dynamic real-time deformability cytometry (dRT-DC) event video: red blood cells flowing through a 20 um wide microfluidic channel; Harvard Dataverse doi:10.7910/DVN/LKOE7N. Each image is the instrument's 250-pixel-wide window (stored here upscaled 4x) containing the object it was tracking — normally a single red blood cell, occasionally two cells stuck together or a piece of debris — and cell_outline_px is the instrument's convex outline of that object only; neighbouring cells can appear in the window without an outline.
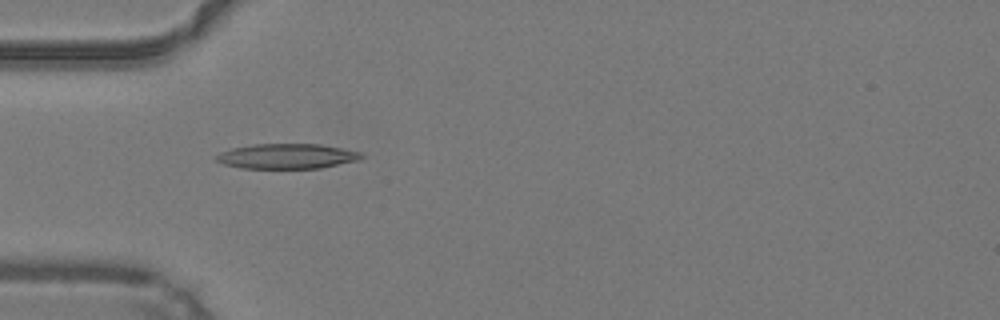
{"species": "common noctule bat (a hibernating species)", "species_latin": "Nyctalus noctula", "temperature_condition": "warm", "stored_images_in_passage": 44, "camera_frame_rate_fps": 3000, "um_per_image_px": 0.085, "animal": {"sex": "male", "body_mass_g": 19.2, "forearm_length_mm": 51.8}, "frame": {"image": 1, "passage_image": 11, "time_ms": 3.333, "image_size_px": [1000, 320], "cell_outline_px": [[364, 156], [360, 160], [320, 168], [240, 168], [224, 164], [216, 160], [216, 156], [220, 152], [232, 148], [252, 144], [320, 144], [360, 152]], "centroid_in_image_um": [24.39, 13.28], "position_along_channel_um": 60.6, "area_um2": 21.1}}
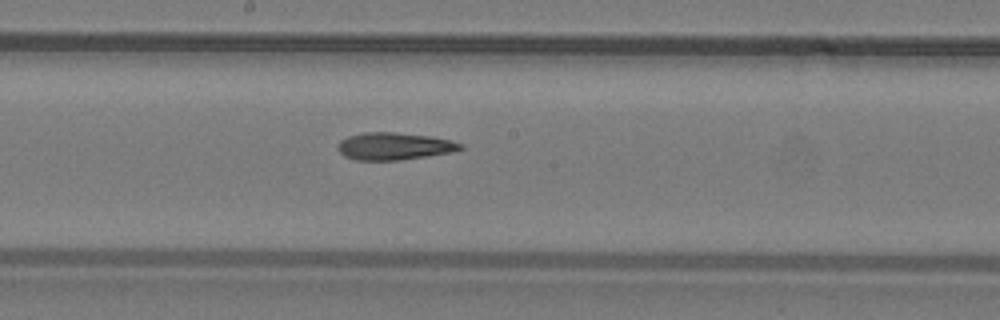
{"frame": {"image": 2, "passage_image": 22, "time_ms": 7.0, "image_size_px": [1000, 320], "cell_outline_px": [[464, 148], [452, 152], [428, 156], [400, 160], [356, 160], [344, 156], [336, 148], [340, 140], [348, 136], [364, 132], [392, 132], [428, 136], [448, 140], [464, 144]], "centroid_in_image_um": [33.48, 12.43], "position_along_channel_um": 214.7, "area_um2": 19.48}}
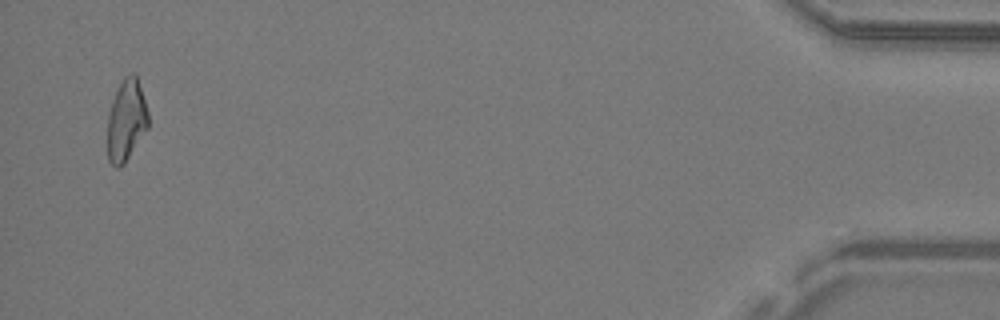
{"frame": {"image": 3, "passage_image": 43, "time_ms": 14.0, "image_size_px": [1000, 320], "cell_outline_px": [[148, 128], [124, 164], [120, 168], [116, 168], [108, 160], [108, 116], [112, 100], [124, 76], [132, 72], [136, 76], [148, 112]], "centroid_in_image_um": [10.73, 10.26], "position_along_channel_um": 424.5, "area_um2": 19.13}, "authors_computed_cell_mechanics": {"area_um2": 19.9699, "velocity_mm_per_s": 4.2595, "shape_relaxation_time_tau1_ms": null, "shape_relaxation_time_tau2_ms": 7.2286, "deformation_change_tau1": null, "deformation_change_tau2": 0.2098}}